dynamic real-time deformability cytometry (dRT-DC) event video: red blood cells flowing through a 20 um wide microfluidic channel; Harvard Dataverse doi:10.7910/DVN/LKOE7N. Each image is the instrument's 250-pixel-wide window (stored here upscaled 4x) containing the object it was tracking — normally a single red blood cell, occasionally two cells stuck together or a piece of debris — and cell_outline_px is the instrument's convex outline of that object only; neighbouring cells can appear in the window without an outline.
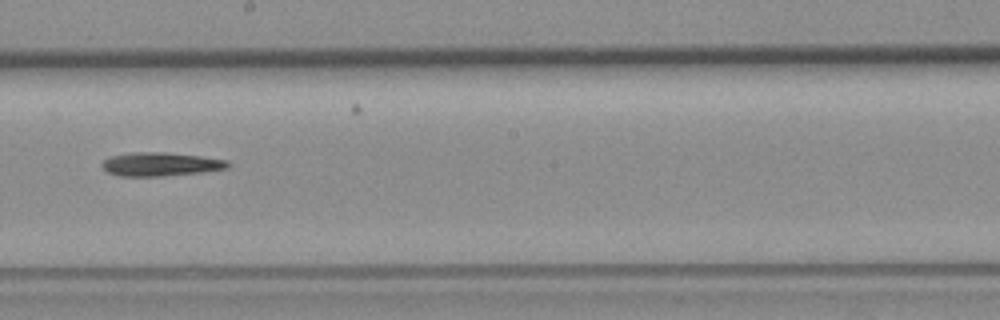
{"species": "common noctule bat (a hibernating species)", "species_latin": "Nyctalus noctula", "temperature_condition": "room temperature", "stored_images_in_passage": 35, "camera_frame_rate_fps": 3000, "um_per_image_px": 0.085, "animal": {"sex": "female", "body_mass_g": 19.3, "forearm_length_mm": 54.1}, "frame": {"image": 1, "passage_image": 15, "time_ms": 4.667, "image_size_px": [1000, 320], "cell_outline_px": [[228, 168], [200, 172], [160, 176], [120, 176], [108, 172], [100, 164], [104, 160], [112, 156], [132, 152], [164, 152], [200, 156], [228, 160]], "centroid_in_image_um": [13.63, 13.95], "position_along_channel_um": 234.6, "area_um2": 17.11}}